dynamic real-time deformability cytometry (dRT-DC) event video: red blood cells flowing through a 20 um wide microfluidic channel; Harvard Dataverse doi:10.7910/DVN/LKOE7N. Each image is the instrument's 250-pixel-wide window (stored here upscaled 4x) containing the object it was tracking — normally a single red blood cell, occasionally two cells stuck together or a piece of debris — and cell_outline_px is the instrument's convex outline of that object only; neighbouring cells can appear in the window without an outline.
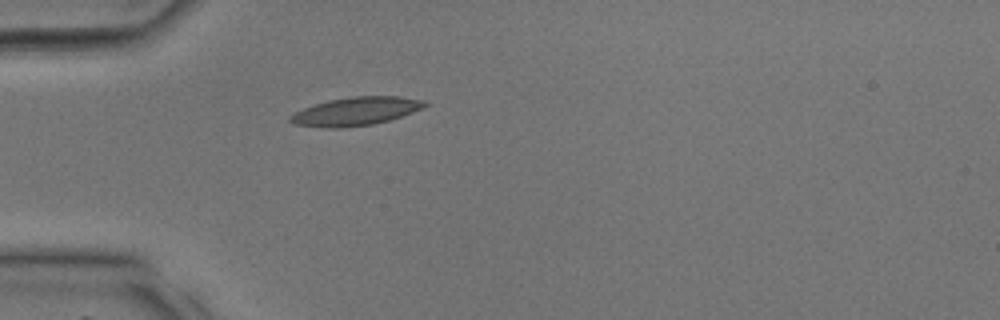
{"species": "common noctule bat (a hibernating species)", "species_latin": "Nyctalus noctula", "temperature_condition": "room temperature", "stored_images_in_passage": 20, "camera_frame_rate_fps": 3000, "um_per_image_px": 0.085, "animal": {"sex": "male", "body_mass_g": 17.9, "forearm_length_mm": 54.2}, "frame": {"image": 1, "passage_image": 1, "time_ms": 0.0, "image_size_px": [1000, 320], "cell_outline_px": [[428, 104], [412, 112], [388, 120], [372, 124], [344, 128], [328, 128], [292, 124], [288, 120], [288, 116], [304, 108], [328, 100], [352, 96], [400, 96], [424, 100]], "centroid_in_image_um": [30.2, 9.46], "position_along_channel_um": 54.8, "area_um2": 22.08}}